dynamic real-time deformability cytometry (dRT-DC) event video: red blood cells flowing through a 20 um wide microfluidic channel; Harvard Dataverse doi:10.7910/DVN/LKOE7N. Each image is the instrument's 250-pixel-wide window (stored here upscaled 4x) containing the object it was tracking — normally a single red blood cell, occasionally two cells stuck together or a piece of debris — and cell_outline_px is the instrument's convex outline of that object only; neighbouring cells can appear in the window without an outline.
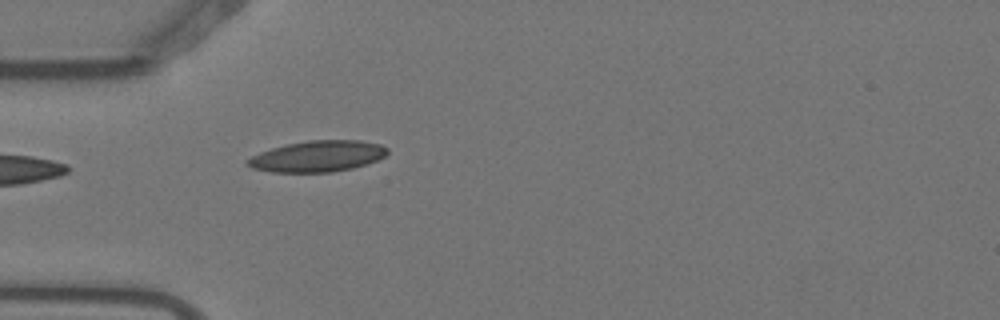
{"species": "Egyptian fruit bat (a non-hibernating species)", "species_latin": "Rousettus aegyptiacus", "temperature_condition": "warm", "stored_images_in_passage": 2, "camera_frame_rate_fps": 3000, "um_per_image_px": 0.085, "animal": {"sex": "female"}, "frame": {"image": 1, "passage_image": 2, "time_ms": 0.333, "image_size_px": [1000, 320], "cell_outline_px": [[388, 152], [384, 156], [368, 164], [352, 168], [332, 172], [272, 172], [252, 168], [244, 164], [244, 160], [260, 152], [272, 148], [288, 144], [308, 140], [360, 140], [380, 144], [388, 148]], "centroid_in_image_um": [26.98, 13.28], "position_along_channel_um": 58.0, "area_um2": 25.43}}